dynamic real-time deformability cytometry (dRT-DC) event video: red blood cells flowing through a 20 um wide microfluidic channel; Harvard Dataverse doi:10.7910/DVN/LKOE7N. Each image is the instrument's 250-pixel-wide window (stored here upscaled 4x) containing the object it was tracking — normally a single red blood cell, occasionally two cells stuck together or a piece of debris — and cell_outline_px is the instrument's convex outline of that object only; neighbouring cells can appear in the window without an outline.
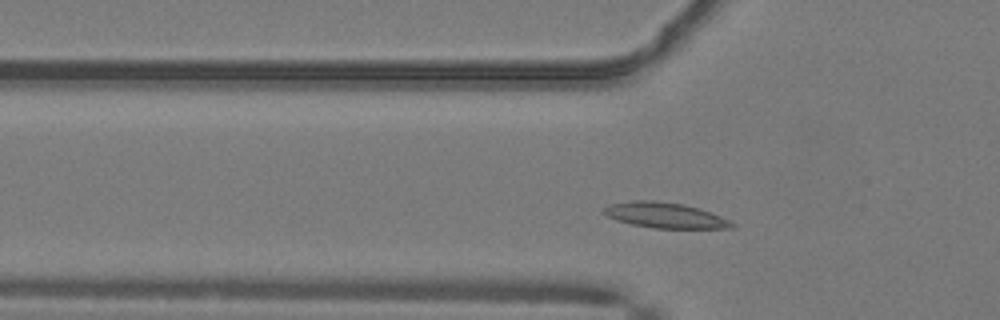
{"species": "common noctule bat (a hibernating species)", "species_latin": "Nyctalus noctula", "temperature_condition": "warm", "stored_images_in_passage": 46, "camera_frame_rate_fps": 3000, "um_per_image_px": 0.085, "animal": {"sex": "male", "body_mass_g": 19.2, "forearm_length_mm": 51.8}, "frame": {"image": 1, "passage_image": 11, "time_ms": 3.333, "image_size_px": [1000, 320], "cell_outline_px": [[736, 228], [652, 228], [632, 224], [616, 220], [600, 212], [604, 208], [612, 204], [632, 200], [656, 200], [684, 204], [700, 208], [720, 216], [736, 224]], "centroid_in_image_um": [56.53, 18.29], "position_along_channel_um": 69.3, "area_um2": 19.07}}
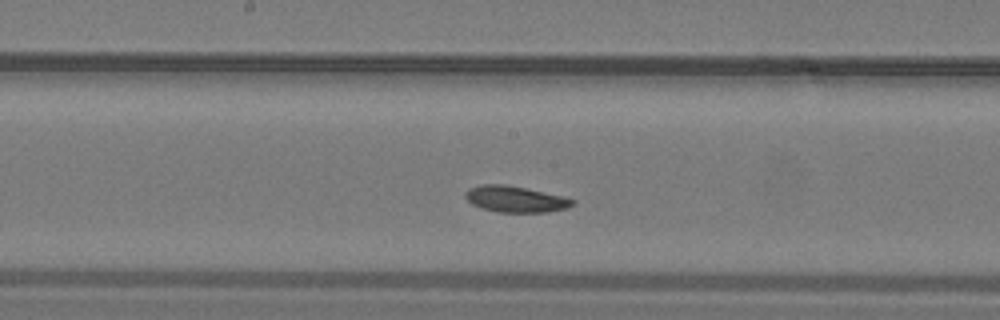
{"frame": {"image": 2, "passage_image": 21, "time_ms": 6.667, "image_size_px": [1000, 320], "cell_outline_px": [[576, 204], [568, 208], [548, 212], [496, 212], [480, 208], [472, 204], [464, 196], [464, 192], [468, 188], [480, 184], [504, 184], [564, 196], [576, 200]], "centroid_in_image_um": [43.81, 16.93], "position_along_channel_um": 204.4, "area_um2": 16.59}}
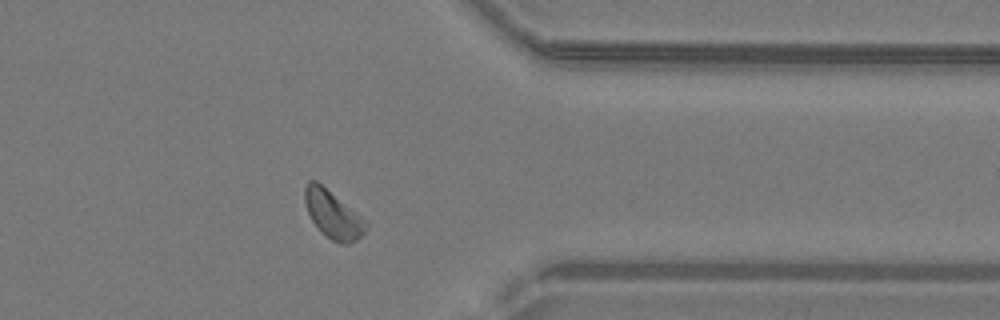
{"frame": {"image": 3, "passage_image": 35, "time_ms": 11.333, "image_size_px": [1000, 320], "cell_outline_px": [[368, 228], [356, 240], [348, 244], [340, 244], [332, 240], [320, 232], [312, 220], [308, 212], [304, 200], [304, 188], [308, 180], [316, 180], [368, 220]], "centroid_in_image_um": [28.32, 18.23], "position_along_channel_um": 383.1, "area_um2": 17.22}, "authors_computed_cell_mechanics": {"area_um2": 16.8776, "velocity_mm_per_s": 4.0456, "shape_relaxation_time_tau1_ms": 2.2767, "shape_relaxation_time_tau2_ms": 2.7429, "deformation_change_tau1": 0.1099, "deformation_change_tau2": 0.0579}}